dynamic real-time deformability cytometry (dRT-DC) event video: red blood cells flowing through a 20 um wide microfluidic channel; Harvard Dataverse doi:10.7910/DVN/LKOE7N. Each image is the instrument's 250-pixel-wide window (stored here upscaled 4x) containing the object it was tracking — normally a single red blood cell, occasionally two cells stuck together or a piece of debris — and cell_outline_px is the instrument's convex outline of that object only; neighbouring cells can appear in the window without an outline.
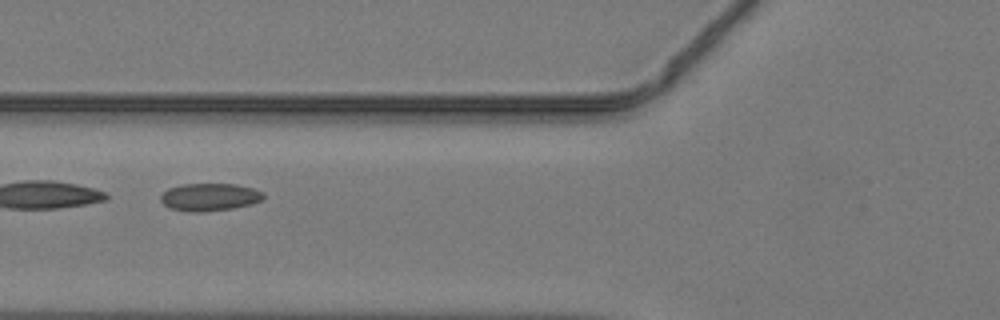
{"species": "common noctule bat (a hibernating species)", "species_latin": "Nyctalus noctula", "temperature_condition": "warm", "stored_images_in_passage": 38, "camera_frame_rate_fps": 3000, "um_per_image_px": 0.085, "animal": {"sex": "male", "body_mass_g": 19.2, "forearm_length_mm": 51.8}, "frame": {"image": 1, "passage_image": 10, "time_ms": 3.0, "image_size_px": [1000, 320], "cell_outline_px": [[264, 200], [252, 204], [236, 208], [204, 212], [188, 212], [168, 208], [160, 200], [160, 196], [168, 188], [184, 184], [236, 184], [252, 188], [264, 192]], "centroid_in_image_um": [17.83, 16.76], "position_along_channel_um": 108.0, "area_um2": 16.82}}
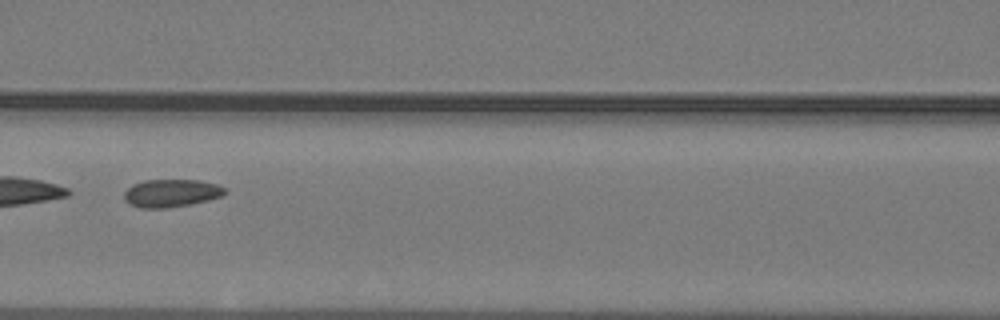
{"frame": {"image": 2, "passage_image": 13, "time_ms": 4.0, "image_size_px": [1000, 320], "cell_outline_px": [[228, 192], [220, 196], [208, 200], [192, 204], [168, 208], [140, 208], [128, 204], [124, 200], [124, 192], [132, 184], [144, 180], [200, 180], [216, 184], [224, 188]], "centroid_in_image_um": [14.52, 16.42], "position_along_channel_um": 152.1, "area_um2": 16.47}}
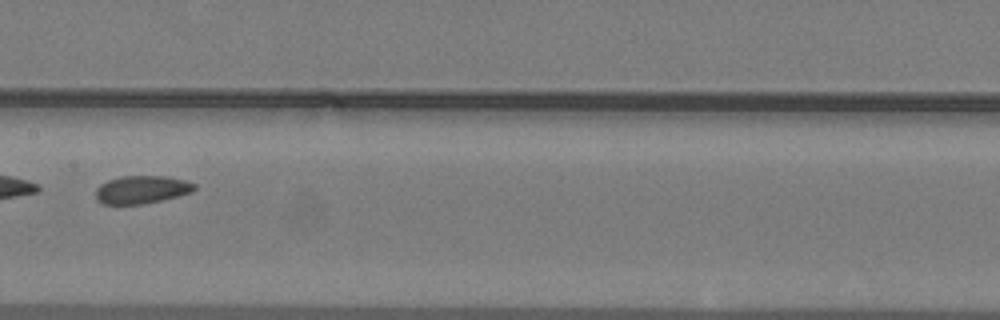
{"frame": {"image": 3, "passage_image": 16, "time_ms": 5.0, "image_size_px": [1000, 320], "cell_outline_px": [[196, 188], [192, 192], [160, 200], [140, 204], [104, 204], [96, 200], [96, 188], [100, 184], [108, 180], [120, 176], [164, 176], [184, 180], [196, 184]], "centroid_in_image_um": [12.01, 16.11], "position_along_channel_um": 195.4, "area_um2": 15.95}}